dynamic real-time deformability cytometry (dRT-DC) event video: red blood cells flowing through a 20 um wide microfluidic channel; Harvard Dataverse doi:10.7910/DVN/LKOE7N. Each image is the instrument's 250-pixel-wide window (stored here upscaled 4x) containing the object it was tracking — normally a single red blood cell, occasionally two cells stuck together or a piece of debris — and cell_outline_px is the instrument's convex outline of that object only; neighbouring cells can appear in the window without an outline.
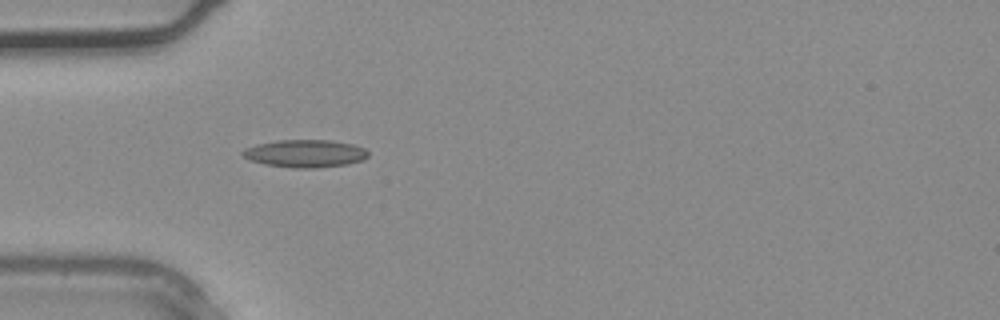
{"species": "common noctule bat (a hibernating species)", "species_latin": "Nyctalus noctula", "temperature_condition": "warm", "stored_images_in_passage": 26, "camera_frame_rate_fps": 3000, "um_per_image_px": 0.085, "animal": {"sex": "male", "body_mass_g": 20.4}, "frame": {"image": 1, "passage_image": 1, "time_ms": 0.0, "image_size_px": [1000, 320], "cell_outline_px": [[368, 156], [364, 160], [348, 164], [316, 168], [292, 168], [264, 164], [248, 160], [240, 156], [240, 152], [244, 148], [256, 144], [276, 140], [332, 140], [352, 144], [364, 148], [368, 152]], "centroid_in_image_um": [25.89, 13.05], "position_along_channel_um": 59.1, "area_um2": 20.58}}